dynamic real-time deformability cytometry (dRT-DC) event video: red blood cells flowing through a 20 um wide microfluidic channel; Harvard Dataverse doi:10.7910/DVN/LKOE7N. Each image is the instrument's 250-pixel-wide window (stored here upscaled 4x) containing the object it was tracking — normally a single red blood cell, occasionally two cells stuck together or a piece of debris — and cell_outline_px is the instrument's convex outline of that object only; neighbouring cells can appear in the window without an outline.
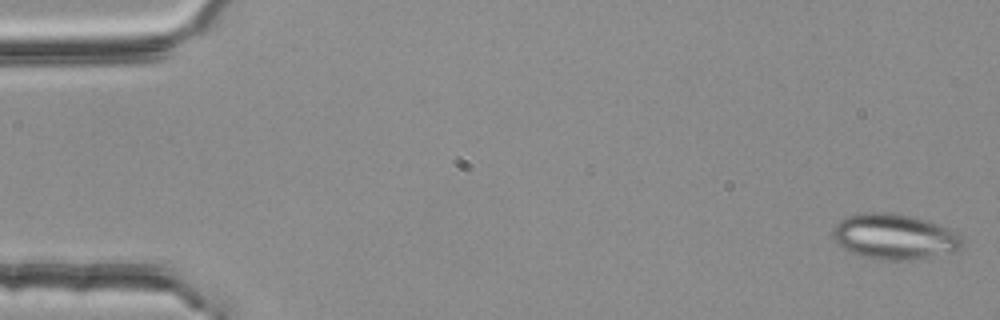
{"species": "common noctule bat (a hibernating species)", "species_latin": "Nyctalus noctula", "temperature_condition": "room temperature", "stored_images_in_passage": 11, "camera_frame_rate_fps": 3000, "um_per_image_px": 0.085, "animal": {"sex": "female", "body_mass_g": 25.1}, "frame": {"image": 1, "passage_image": 1, "time_ms": 0.0, "image_size_px": [1000, 320], "cell_outline_px": [[964, 244], [960, 248], [952, 252], [912, 260], [880, 260], [860, 256], [836, 244], [832, 236], [832, 228], [840, 220], [848, 216], [864, 212], [900, 212], [936, 224], [956, 232], [964, 240]], "centroid_in_image_um": [75.99, 20.11], "position_along_channel_um": 9.0, "area_um2": 34.51}}